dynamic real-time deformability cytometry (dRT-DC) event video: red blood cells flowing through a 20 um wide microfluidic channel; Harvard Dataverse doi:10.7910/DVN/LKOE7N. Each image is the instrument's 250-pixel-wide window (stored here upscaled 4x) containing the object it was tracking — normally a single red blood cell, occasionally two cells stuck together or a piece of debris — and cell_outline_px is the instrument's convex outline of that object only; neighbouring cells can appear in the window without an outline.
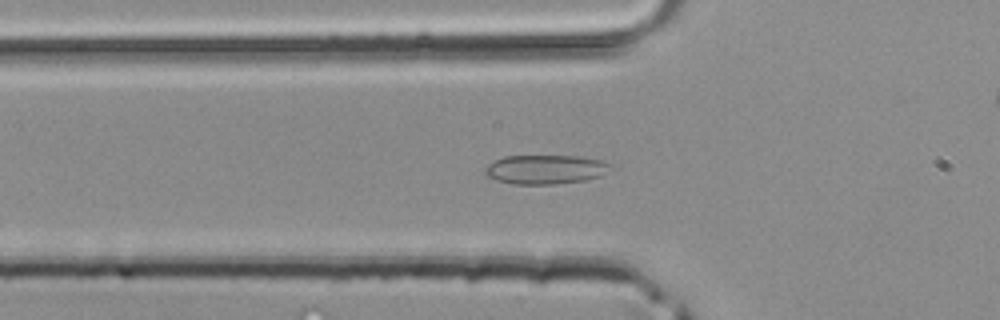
{"species": "common noctule bat (a hibernating species)", "species_latin": "Nyctalus noctula", "temperature_condition": "room temperature", "stored_images_in_passage": 33, "camera_frame_rate_fps": 3000, "um_per_image_px": 0.085, "animal": {"sex": "male", "body_mass_g": 20.4}, "frame": {"image": 1, "passage_image": 9, "time_ms": 2.667, "image_size_px": [1000, 320], "cell_outline_px": [[616, 168], [600, 176], [588, 180], [556, 184], [512, 184], [496, 180], [488, 176], [484, 172], [484, 168], [488, 164], [504, 156], [576, 156], [600, 160], [612, 164]], "centroid_in_image_um": [46.41, 14.41], "position_along_channel_um": 79.4, "area_um2": 21.56}}
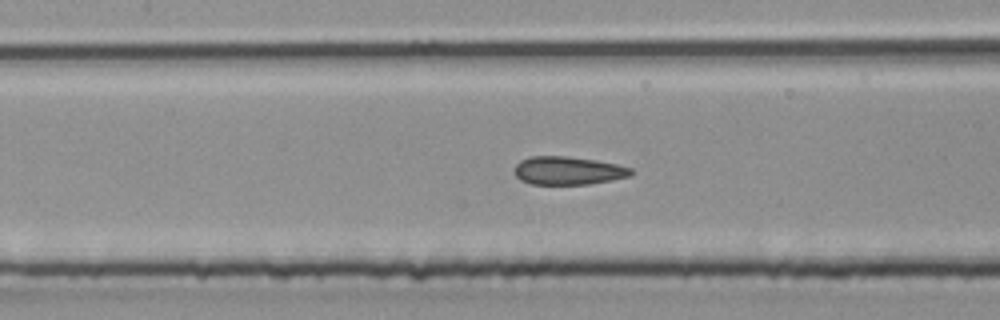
{"frame": {"image": 2, "passage_image": 14, "time_ms": 4.333, "image_size_px": [1000, 320], "cell_outline_px": [[636, 172], [632, 176], [612, 180], [588, 184], [532, 184], [520, 180], [516, 176], [516, 164], [520, 160], [532, 156], [568, 156], [596, 160], [616, 164], [632, 168]], "centroid_in_image_um": [48.34, 14.5], "position_along_channel_um": 159.1, "area_um2": 19.25}}
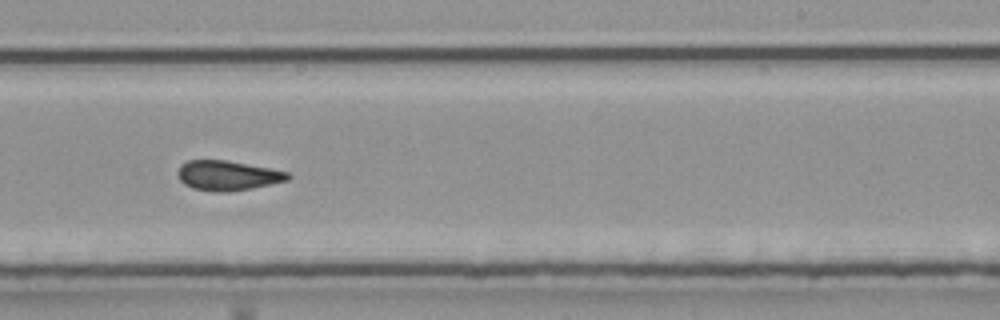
{"frame": {"image": 3, "passage_image": 21, "time_ms": 6.667, "image_size_px": [1000, 320], "cell_outline_px": [[292, 176], [288, 180], [252, 188], [228, 192], [216, 192], [192, 188], [184, 184], [180, 180], [176, 172], [180, 164], [188, 160], [224, 160], [268, 168], [288, 172]], "centroid_in_image_um": [19.31, 14.92], "position_along_channel_um": 269.7, "area_um2": 19.07}}